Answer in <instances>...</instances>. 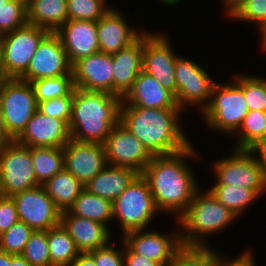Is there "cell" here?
Returning <instances> with one entry per match:
<instances>
[{
    "instance_id": "cell-1",
    "label": "cell",
    "mask_w": 266,
    "mask_h": 266,
    "mask_svg": "<svg viewBox=\"0 0 266 266\" xmlns=\"http://www.w3.org/2000/svg\"><path fill=\"white\" fill-rule=\"evenodd\" d=\"M197 156L193 144L175 154L153 156L141 174L149 184L159 211L172 212L177 220L199 190L197 177L187 165V160Z\"/></svg>"
},
{
    "instance_id": "cell-2",
    "label": "cell",
    "mask_w": 266,
    "mask_h": 266,
    "mask_svg": "<svg viewBox=\"0 0 266 266\" xmlns=\"http://www.w3.org/2000/svg\"><path fill=\"white\" fill-rule=\"evenodd\" d=\"M181 113L180 108L121 106L119 122L153 156L170 155L181 152L192 144L179 124Z\"/></svg>"
},
{
    "instance_id": "cell-3",
    "label": "cell",
    "mask_w": 266,
    "mask_h": 266,
    "mask_svg": "<svg viewBox=\"0 0 266 266\" xmlns=\"http://www.w3.org/2000/svg\"><path fill=\"white\" fill-rule=\"evenodd\" d=\"M121 103L122 98L117 95L75 87L69 121L71 139L104 144L120 120Z\"/></svg>"
},
{
    "instance_id": "cell-4",
    "label": "cell",
    "mask_w": 266,
    "mask_h": 266,
    "mask_svg": "<svg viewBox=\"0 0 266 266\" xmlns=\"http://www.w3.org/2000/svg\"><path fill=\"white\" fill-rule=\"evenodd\" d=\"M232 211L220 203L208 190L204 194L199 189L185 213L178 219L183 228L181 242L186 247H207L204 236L224 230L237 220ZM184 231V232H183Z\"/></svg>"
},
{
    "instance_id": "cell-5",
    "label": "cell",
    "mask_w": 266,
    "mask_h": 266,
    "mask_svg": "<svg viewBox=\"0 0 266 266\" xmlns=\"http://www.w3.org/2000/svg\"><path fill=\"white\" fill-rule=\"evenodd\" d=\"M223 84H214L210 102L201 117L212 131L233 135L238 131L249 109L244 91L235 82Z\"/></svg>"
},
{
    "instance_id": "cell-6",
    "label": "cell",
    "mask_w": 266,
    "mask_h": 266,
    "mask_svg": "<svg viewBox=\"0 0 266 266\" xmlns=\"http://www.w3.org/2000/svg\"><path fill=\"white\" fill-rule=\"evenodd\" d=\"M113 220H118L122 234L147 229L159 209L156 206L147 180L139 174L112 202Z\"/></svg>"
},
{
    "instance_id": "cell-7",
    "label": "cell",
    "mask_w": 266,
    "mask_h": 266,
    "mask_svg": "<svg viewBox=\"0 0 266 266\" xmlns=\"http://www.w3.org/2000/svg\"><path fill=\"white\" fill-rule=\"evenodd\" d=\"M0 103L6 130L15 140L38 108L31 83L6 78L0 91Z\"/></svg>"
},
{
    "instance_id": "cell-8",
    "label": "cell",
    "mask_w": 266,
    "mask_h": 266,
    "mask_svg": "<svg viewBox=\"0 0 266 266\" xmlns=\"http://www.w3.org/2000/svg\"><path fill=\"white\" fill-rule=\"evenodd\" d=\"M230 156L214 161V185H233L252 189L259 197L266 192V178L255 154L233 149Z\"/></svg>"
},
{
    "instance_id": "cell-9",
    "label": "cell",
    "mask_w": 266,
    "mask_h": 266,
    "mask_svg": "<svg viewBox=\"0 0 266 266\" xmlns=\"http://www.w3.org/2000/svg\"><path fill=\"white\" fill-rule=\"evenodd\" d=\"M0 168L4 196H14L40 185L32 164V147L15 140L0 146Z\"/></svg>"
},
{
    "instance_id": "cell-10",
    "label": "cell",
    "mask_w": 266,
    "mask_h": 266,
    "mask_svg": "<svg viewBox=\"0 0 266 266\" xmlns=\"http://www.w3.org/2000/svg\"><path fill=\"white\" fill-rule=\"evenodd\" d=\"M49 33L27 22L4 34L3 69L6 78H20L27 71L36 49Z\"/></svg>"
},
{
    "instance_id": "cell-11",
    "label": "cell",
    "mask_w": 266,
    "mask_h": 266,
    "mask_svg": "<svg viewBox=\"0 0 266 266\" xmlns=\"http://www.w3.org/2000/svg\"><path fill=\"white\" fill-rule=\"evenodd\" d=\"M174 73L178 107L183 111L187 106H199V112L202 113L210 102L216 82L211 79L205 68L180 55L177 56Z\"/></svg>"
},
{
    "instance_id": "cell-12",
    "label": "cell",
    "mask_w": 266,
    "mask_h": 266,
    "mask_svg": "<svg viewBox=\"0 0 266 266\" xmlns=\"http://www.w3.org/2000/svg\"><path fill=\"white\" fill-rule=\"evenodd\" d=\"M170 39L160 32H144L142 71L153 76L164 88L177 95L174 53Z\"/></svg>"
},
{
    "instance_id": "cell-13",
    "label": "cell",
    "mask_w": 266,
    "mask_h": 266,
    "mask_svg": "<svg viewBox=\"0 0 266 266\" xmlns=\"http://www.w3.org/2000/svg\"><path fill=\"white\" fill-rule=\"evenodd\" d=\"M108 165L131 168L142 174L153 155L143 143L118 122L104 142Z\"/></svg>"
},
{
    "instance_id": "cell-14",
    "label": "cell",
    "mask_w": 266,
    "mask_h": 266,
    "mask_svg": "<svg viewBox=\"0 0 266 266\" xmlns=\"http://www.w3.org/2000/svg\"><path fill=\"white\" fill-rule=\"evenodd\" d=\"M19 220L33 231H47L60 224L61 211L56 207L43 185L12 196Z\"/></svg>"
},
{
    "instance_id": "cell-15",
    "label": "cell",
    "mask_w": 266,
    "mask_h": 266,
    "mask_svg": "<svg viewBox=\"0 0 266 266\" xmlns=\"http://www.w3.org/2000/svg\"><path fill=\"white\" fill-rule=\"evenodd\" d=\"M61 75H73L72 65L60 37L56 33H49L39 44L27 71L19 79L31 82Z\"/></svg>"
},
{
    "instance_id": "cell-16",
    "label": "cell",
    "mask_w": 266,
    "mask_h": 266,
    "mask_svg": "<svg viewBox=\"0 0 266 266\" xmlns=\"http://www.w3.org/2000/svg\"><path fill=\"white\" fill-rule=\"evenodd\" d=\"M172 234L166 235L154 230L141 229L129 231L122 235L121 239L134 253L166 266L183 247L181 233L174 231Z\"/></svg>"
},
{
    "instance_id": "cell-17",
    "label": "cell",
    "mask_w": 266,
    "mask_h": 266,
    "mask_svg": "<svg viewBox=\"0 0 266 266\" xmlns=\"http://www.w3.org/2000/svg\"><path fill=\"white\" fill-rule=\"evenodd\" d=\"M64 169L86 185L108 164L103 144L71 139L64 147Z\"/></svg>"
},
{
    "instance_id": "cell-18",
    "label": "cell",
    "mask_w": 266,
    "mask_h": 266,
    "mask_svg": "<svg viewBox=\"0 0 266 266\" xmlns=\"http://www.w3.org/2000/svg\"><path fill=\"white\" fill-rule=\"evenodd\" d=\"M74 86L85 91L113 94L112 55L97 52L77 61L72 66Z\"/></svg>"
},
{
    "instance_id": "cell-19",
    "label": "cell",
    "mask_w": 266,
    "mask_h": 266,
    "mask_svg": "<svg viewBox=\"0 0 266 266\" xmlns=\"http://www.w3.org/2000/svg\"><path fill=\"white\" fill-rule=\"evenodd\" d=\"M70 140L69 125L64 120L47 116L38 110L15 139L28 147H64Z\"/></svg>"
},
{
    "instance_id": "cell-20",
    "label": "cell",
    "mask_w": 266,
    "mask_h": 266,
    "mask_svg": "<svg viewBox=\"0 0 266 266\" xmlns=\"http://www.w3.org/2000/svg\"><path fill=\"white\" fill-rule=\"evenodd\" d=\"M55 33L60 37L72 66L100 51L95 21L68 19Z\"/></svg>"
},
{
    "instance_id": "cell-21",
    "label": "cell",
    "mask_w": 266,
    "mask_h": 266,
    "mask_svg": "<svg viewBox=\"0 0 266 266\" xmlns=\"http://www.w3.org/2000/svg\"><path fill=\"white\" fill-rule=\"evenodd\" d=\"M119 9L110 10L97 21V37L100 52L106 54L117 53L135 42L145 30L130 27ZM129 24V25H128Z\"/></svg>"
},
{
    "instance_id": "cell-22",
    "label": "cell",
    "mask_w": 266,
    "mask_h": 266,
    "mask_svg": "<svg viewBox=\"0 0 266 266\" xmlns=\"http://www.w3.org/2000/svg\"><path fill=\"white\" fill-rule=\"evenodd\" d=\"M121 106L179 108L175 95L144 71L137 75L132 88L122 98Z\"/></svg>"
},
{
    "instance_id": "cell-23",
    "label": "cell",
    "mask_w": 266,
    "mask_h": 266,
    "mask_svg": "<svg viewBox=\"0 0 266 266\" xmlns=\"http://www.w3.org/2000/svg\"><path fill=\"white\" fill-rule=\"evenodd\" d=\"M144 33L131 45L112 54L113 95L123 98L142 71Z\"/></svg>"
},
{
    "instance_id": "cell-24",
    "label": "cell",
    "mask_w": 266,
    "mask_h": 266,
    "mask_svg": "<svg viewBox=\"0 0 266 266\" xmlns=\"http://www.w3.org/2000/svg\"><path fill=\"white\" fill-rule=\"evenodd\" d=\"M60 223L67 230L80 253H89L111 242L109 227L86 218L61 212Z\"/></svg>"
},
{
    "instance_id": "cell-25",
    "label": "cell",
    "mask_w": 266,
    "mask_h": 266,
    "mask_svg": "<svg viewBox=\"0 0 266 266\" xmlns=\"http://www.w3.org/2000/svg\"><path fill=\"white\" fill-rule=\"evenodd\" d=\"M138 175L131 168L107 165L84 188L91 194L113 202Z\"/></svg>"
},
{
    "instance_id": "cell-26",
    "label": "cell",
    "mask_w": 266,
    "mask_h": 266,
    "mask_svg": "<svg viewBox=\"0 0 266 266\" xmlns=\"http://www.w3.org/2000/svg\"><path fill=\"white\" fill-rule=\"evenodd\" d=\"M67 20V0H27L28 23L55 33Z\"/></svg>"
},
{
    "instance_id": "cell-27",
    "label": "cell",
    "mask_w": 266,
    "mask_h": 266,
    "mask_svg": "<svg viewBox=\"0 0 266 266\" xmlns=\"http://www.w3.org/2000/svg\"><path fill=\"white\" fill-rule=\"evenodd\" d=\"M43 187L61 212L67 211L85 189L84 185L65 169L55 174Z\"/></svg>"
},
{
    "instance_id": "cell-28",
    "label": "cell",
    "mask_w": 266,
    "mask_h": 266,
    "mask_svg": "<svg viewBox=\"0 0 266 266\" xmlns=\"http://www.w3.org/2000/svg\"><path fill=\"white\" fill-rule=\"evenodd\" d=\"M68 211L73 215L102 223L105 226L113 221L112 202L91 194L86 189L79 194Z\"/></svg>"
},
{
    "instance_id": "cell-29",
    "label": "cell",
    "mask_w": 266,
    "mask_h": 266,
    "mask_svg": "<svg viewBox=\"0 0 266 266\" xmlns=\"http://www.w3.org/2000/svg\"><path fill=\"white\" fill-rule=\"evenodd\" d=\"M51 264L53 266H71L80 254L74 240L60 223L47 230Z\"/></svg>"
},
{
    "instance_id": "cell-30",
    "label": "cell",
    "mask_w": 266,
    "mask_h": 266,
    "mask_svg": "<svg viewBox=\"0 0 266 266\" xmlns=\"http://www.w3.org/2000/svg\"><path fill=\"white\" fill-rule=\"evenodd\" d=\"M32 164L37 182L45 184L64 169L63 147H32Z\"/></svg>"
},
{
    "instance_id": "cell-31",
    "label": "cell",
    "mask_w": 266,
    "mask_h": 266,
    "mask_svg": "<svg viewBox=\"0 0 266 266\" xmlns=\"http://www.w3.org/2000/svg\"><path fill=\"white\" fill-rule=\"evenodd\" d=\"M208 191L238 218L244 209L260 198L252 189L233 185H213Z\"/></svg>"
},
{
    "instance_id": "cell-32",
    "label": "cell",
    "mask_w": 266,
    "mask_h": 266,
    "mask_svg": "<svg viewBox=\"0 0 266 266\" xmlns=\"http://www.w3.org/2000/svg\"><path fill=\"white\" fill-rule=\"evenodd\" d=\"M266 112L249 110L245 116L237 134L239 139L233 149L250 150L258 142L265 139Z\"/></svg>"
},
{
    "instance_id": "cell-33",
    "label": "cell",
    "mask_w": 266,
    "mask_h": 266,
    "mask_svg": "<svg viewBox=\"0 0 266 266\" xmlns=\"http://www.w3.org/2000/svg\"><path fill=\"white\" fill-rule=\"evenodd\" d=\"M37 103L68 96L75 88L73 75H61L30 82Z\"/></svg>"
},
{
    "instance_id": "cell-34",
    "label": "cell",
    "mask_w": 266,
    "mask_h": 266,
    "mask_svg": "<svg viewBox=\"0 0 266 266\" xmlns=\"http://www.w3.org/2000/svg\"><path fill=\"white\" fill-rule=\"evenodd\" d=\"M233 81L244 91L249 110L266 111V79L254 75L235 74Z\"/></svg>"
},
{
    "instance_id": "cell-35",
    "label": "cell",
    "mask_w": 266,
    "mask_h": 266,
    "mask_svg": "<svg viewBox=\"0 0 266 266\" xmlns=\"http://www.w3.org/2000/svg\"><path fill=\"white\" fill-rule=\"evenodd\" d=\"M166 266H218V252L207 247L183 246Z\"/></svg>"
},
{
    "instance_id": "cell-36",
    "label": "cell",
    "mask_w": 266,
    "mask_h": 266,
    "mask_svg": "<svg viewBox=\"0 0 266 266\" xmlns=\"http://www.w3.org/2000/svg\"><path fill=\"white\" fill-rule=\"evenodd\" d=\"M109 10L110 6H107V0H67L69 20H90L97 22Z\"/></svg>"
},
{
    "instance_id": "cell-37",
    "label": "cell",
    "mask_w": 266,
    "mask_h": 266,
    "mask_svg": "<svg viewBox=\"0 0 266 266\" xmlns=\"http://www.w3.org/2000/svg\"><path fill=\"white\" fill-rule=\"evenodd\" d=\"M27 23V0H8L0 6V34H6Z\"/></svg>"
},
{
    "instance_id": "cell-38",
    "label": "cell",
    "mask_w": 266,
    "mask_h": 266,
    "mask_svg": "<svg viewBox=\"0 0 266 266\" xmlns=\"http://www.w3.org/2000/svg\"><path fill=\"white\" fill-rule=\"evenodd\" d=\"M21 255L32 266H53L50 259L47 231H34Z\"/></svg>"
},
{
    "instance_id": "cell-39",
    "label": "cell",
    "mask_w": 266,
    "mask_h": 266,
    "mask_svg": "<svg viewBox=\"0 0 266 266\" xmlns=\"http://www.w3.org/2000/svg\"><path fill=\"white\" fill-rule=\"evenodd\" d=\"M33 232L27 224L20 220L17 221L9 230L0 235V251L21 255Z\"/></svg>"
},
{
    "instance_id": "cell-40",
    "label": "cell",
    "mask_w": 266,
    "mask_h": 266,
    "mask_svg": "<svg viewBox=\"0 0 266 266\" xmlns=\"http://www.w3.org/2000/svg\"><path fill=\"white\" fill-rule=\"evenodd\" d=\"M236 21L254 22L260 28L266 23V0H246L230 16Z\"/></svg>"
},
{
    "instance_id": "cell-41",
    "label": "cell",
    "mask_w": 266,
    "mask_h": 266,
    "mask_svg": "<svg viewBox=\"0 0 266 266\" xmlns=\"http://www.w3.org/2000/svg\"><path fill=\"white\" fill-rule=\"evenodd\" d=\"M72 107L73 91L65 97L39 102L37 110L47 116L62 119L69 125L72 115Z\"/></svg>"
},
{
    "instance_id": "cell-42",
    "label": "cell",
    "mask_w": 266,
    "mask_h": 266,
    "mask_svg": "<svg viewBox=\"0 0 266 266\" xmlns=\"http://www.w3.org/2000/svg\"><path fill=\"white\" fill-rule=\"evenodd\" d=\"M120 249H115L106 244L98 249L89 252L88 254L94 259L96 266H124V241Z\"/></svg>"
},
{
    "instance_id": "cell-43",
    "label": "cell",
    "mask_w": 266,
    "mask_h": 266,
    "mask_svg": "<svg viewBox=\"0 0 266 266\" xmlns=\"http://www.w3.org/2000/svg\"><path fill=\"white\" fill-rule=\"evenodd\" d=\"M19 221L16 203L12 196H0V235Z\"/></svg>"
},
{
    "instance_id": "cell-44",
    "label": "cell",
    "mask_w": 266,
    "mask_h": 266,
    "mask_svg": "<svg viewBox=\"0 0 266 266\" xmlns=\"http://www.w3.org/2000/svg\"><path fill=\"white\" fill-rule=\"evenodd\" d=\"M124 266H162L157 261H152L144 256L134 253L124 243Z\"/></svg>"
},
{
    "instance_id": "cell-45",
    "label": "cell",
    "mask_w": 266,
    "mask_h": 266,
    "mask_svg": "<svg viewBox=\"0 0 266 266\" xmlns=\"http://www.w3.org/2000/svg\"><path fill=\"white\" fill-rule=\"evenodd\" d=\"M218 253V266H255L254 257L251 250H245L238 255L234 260L226 259Z\"/></svg>"
},
{
    "instance_id": "cell-46",
    "label": "cell",
    "mask_w": 266,
    "mask_h": 266,
    "mask_svg": "<svg viewBox=\"0 0 266 266\" xmlns=\"http://www.w3.org/2000/svg\"><path fill=\"white\" fill-rule=\"evenodd\" d=\"M250 151L255 154L266 178V138L258 142ZM257 154V155H256Z\"/></svg>"
},
{
    "instance_id": "cell-47",
    "label": "cell",
    "mask_w": 266,
    "mask_h": 266,
    "mask_svg": "<svg viewBox=\"0 0 266 266\" xmlns=\"http://www.w3.org/2000/svg\"><path fill=\"white\" fill-rule=\"evenodd\" d=\"M14 139L8 134L5 124H4V119H3V114H2V107L0 103V146L5 145L6 143L12 142Z\"/></svg>"
},
{
    "instance_id": "cell-48",
    "label": "cell",
    "mask_w": 266,
    "mask_h": 266,
    "mask_svg": "<svg viewBox=\"0 0 266 266\" xmlns=\"http://www.w3.org/2000/svg\"><path fill=\"white\" fill-rule=\"evenodd\" d=\"M71 266H96L94 259L88 253H80Z\"/></svg>"
},
{
    "instance_id": "cell-49",
    "label": "cell",
    "mask_w": 266,
    "mask_h": 266,
    "mask_svg": "<svg viewBox=\"0 0 266 266\" xmlns=\"http://www.w3.org/2000/svg\"><path fill=\"white\" fill-rule=\"evenodd\" d=\"M246 0H223L224 7L226 8V14L230 16L240 5Z\"/></svg>"
},
{
    "instance_id": "cell-50",
    "label": "cell",
    "mask_w": 266,
    "mask_h": 266,
    "mask_svg": "<svg viewBox=\"0 0 266 266\" xmlns=\"http://www.w3.org/2000/svg\"><path fill=\"white\" fill-rule=\"evenodd\" d=\"M9 266H32L22 255L11 254V264Z\"/></svg>"
},
{
    "instance_id": "cell-51",
    "label": "cell",
    "mask_w": 266,
    "mask_h": 266,
    "mask_svg": "<svg viewBox=\"0 0 266 266\" xmlns=\"http://www.w3.org/2000/svg\"><path fill=\"white\" fill-rule=\"evenodd\" d=\"M11 264V254L0 251V266H9Z\"/></svg>"
},
{
    "instance_id": "cell-52",
    "label": "cell",
    "mask_w": 266,
    "mask_h": 266,
    "mask_svg": "<svg viewBox=\"0 0 266 266\" xmlns=\"http://www.w3.org/2000/svg\"><path fill=\"white\" fill-rule=\"evenodd\" d=\"M260 31V36H261V46H262V50L266 51V23L264 25H262L259 29Z\"/></svg>"
},
{
    "instance_id": "cell-53",
    "label": "cell",
    "mask_w": 266,
    "mask_h": 266,
    "mask_svg": "<svg viewBox=\"0 0 266 266\" xmlns=\"http://www.w3.org/2000/svg\"><path fill=\"white\" fill-rule=\"evenodd\" d=\"M3 42H4V35L0 34V74H4V69H3Z\"/></svg>"
},
{
    "instance_id": "cell-54",
    "label": "cell",
    "mask_w": 266,
    "mask_h": 266,
    "mask_svg": "<svg viewBox=\"0 0 266 266\" xmlns=\"http://www.w3.org/2000/svg\"><path fill=\"white\" fill-rule=\"evenodd\" d=\"M163 5L165 4V6L170 5L171 7H173V5H177L178 3L181 2V0H159Z\"/></svg>"
},
{
    "instance_id": "cell-55",
    "label": "cell",
    "mask_w": 266,
    "mask_h": 266,
    "mask_svg": "<svg viewBox=\"0 0 266 266\" xmlns=\"http://www.w3.org/2000/svg\"><path fill=\"white\" fill-rule=\"evenodd\" d=\"M6 77L4 74H0V91H1V87H2V84L3 82L5 81Z\"/></svg>"
},
{
    "instance_id": "cell-56",
    "label": "cell",
    "mask_w": 266,
    "mask_h": 266,
    "mask_svg": "<svg viewBox=\"0 0 266 266\" xmlns=\"http://www.w3.org/2000/svg\"><path fill=\"white\" fill-rule=\"evenodd\" d=\"M2 178H1V168H0V196H2Z\"/></svg>"
},
{
    "instance_id": "cell-57",
    "label": "cell",
    "mask_w": 266,
    "mask_h": 266,
    "mask_svg": "<svg viewBox=\"0 0 266 266\" xmlns=\"http://www.w3.org/2000/svg\"><path fill=\"white\" fill-rule=\"evenodd\" d=\"M8 0H0V6L3 5V3L7 2Z\"/></svg>"
}]
</instances>
